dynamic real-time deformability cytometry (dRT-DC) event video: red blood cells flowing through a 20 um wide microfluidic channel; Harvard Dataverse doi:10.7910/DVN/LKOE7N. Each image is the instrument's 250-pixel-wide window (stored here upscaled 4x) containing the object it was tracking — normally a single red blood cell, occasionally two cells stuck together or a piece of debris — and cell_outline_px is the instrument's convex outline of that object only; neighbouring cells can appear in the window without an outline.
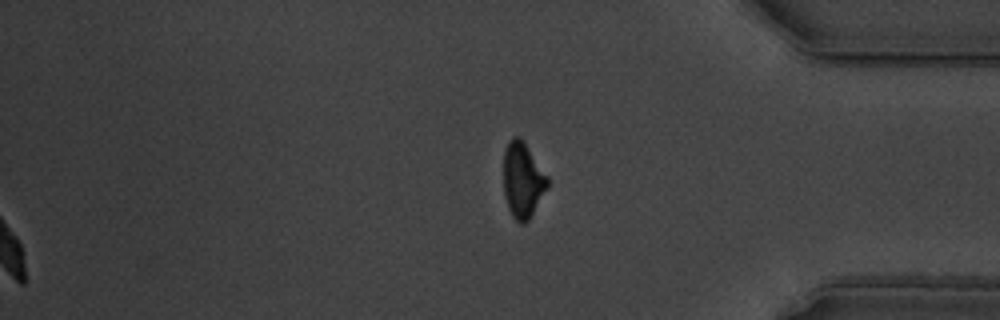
{"species": "common noctule bat (a hibernating species)", "species_latin": "Nyctalus noctula", "temperature_condition": "warm", "stored_images_in_passage": 49, "segment_of_instrument_passage": [2, 2], "camera_frame_rate_fps": 3000, "um_per_image_px": 0.085, "animal": {"sex": "male", "body_mass_g": 19.5, "forearm_length_mm": 54.6}, "frame": {"image": 1, "passage_image": 49, "time_ms": 16.0, "image_size_px": [1000, 320], "cell_outline_px": [[548, 188], [528, 220], [524, 224], [520, 224], [512, 216], [508, 208], [504, 192], [504, 148], [508, 140], [512, 136], [520, 136], [524, 140], [548, 176]], "centroid_in_image_um": [44.43, 15.26], "position_along_channel_um": 390.8, "area_um2": 19.59}}